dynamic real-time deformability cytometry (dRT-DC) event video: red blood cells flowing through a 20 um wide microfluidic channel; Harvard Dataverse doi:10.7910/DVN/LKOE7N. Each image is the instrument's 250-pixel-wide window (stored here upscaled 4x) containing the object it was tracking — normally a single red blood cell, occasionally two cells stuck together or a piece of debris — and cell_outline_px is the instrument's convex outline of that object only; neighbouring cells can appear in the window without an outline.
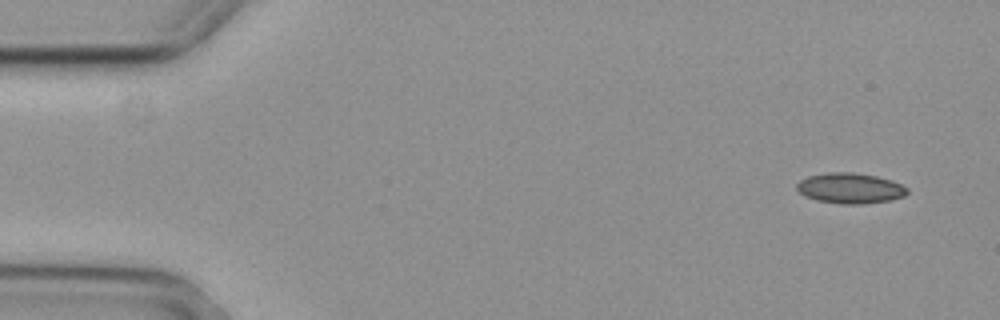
{"species": "common noctule bat (a hibernating species)", "species_latin": "Nyctalus noctula", "temperature_condition": "cold", "stored_images_in_passage": 2, "segment_of_instrument_passage": [2, 2], "camera_frame_rate_fps": 3000, "um_per_image_px": 0.085, "animal": {"sex": "female", "body_mass_g": 29.2, "forearm_length_mm": 56.3}, "frame": {"image": 1, "passage_image": 2, "time_ms": 0.333, "image_size_px": [1000, 320], "cell_outline_px": [[908, 192], [904, 196], [892, 200], [860, 204], [840, 204], [816, 200], [804, 196], [796, 188], [796, 184], [800, 180], [808, 176], [828, 172], [852, 172], [876, 176], [892, 180], [908, 188]], "centroid_in_image_um": [72.26, 16.0], "position_along_channel_um": 12.7, "area_um2": 19.71}}